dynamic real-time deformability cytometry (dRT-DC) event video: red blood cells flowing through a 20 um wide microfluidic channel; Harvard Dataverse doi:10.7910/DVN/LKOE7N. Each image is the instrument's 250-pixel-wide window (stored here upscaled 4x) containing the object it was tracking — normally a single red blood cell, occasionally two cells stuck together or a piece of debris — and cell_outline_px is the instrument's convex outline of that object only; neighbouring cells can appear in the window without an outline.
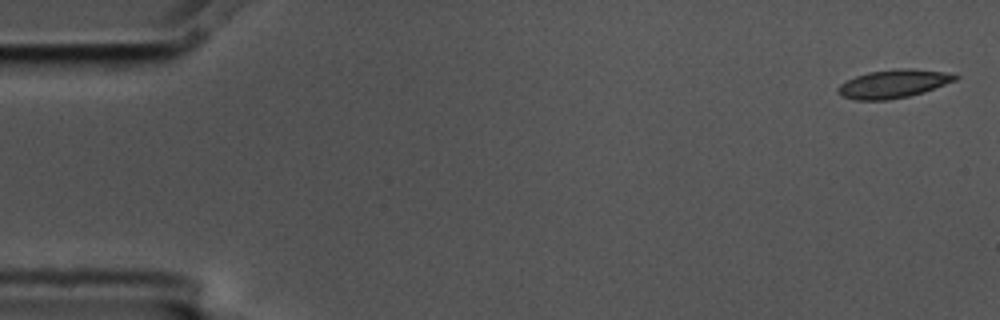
{"species": "common noctule bat (a hibernating species)", "species_latin": "Nyctalus noctula", "temperature_condition": "cold", "stored_images_in_passage": 5, "camera_frame_rate_fps": 3000, "um_per_image_px": 0.085, "animal": {"sex": "male", "body_mass_g": 17.5, "forearm_length_mm": 52.3}, "frame": {"image": 1, "passage_image": 1, "time_ms": 0.0, "image_size_px": [1000, 320], "cell_outline_px": [[960, 76], [956, 80], [924, 92], [908, 96], [888, 100], [856, 100], [840, 96], [836, 92], [836, 88], [840, 84], [856, 76], [868, 72], [900, 68], [908, 68], [944, 72]], "centroid_in_image_um": [75.89, 7.13], "position_along_channel_um": 9.1, "area_um2": 19.31}}
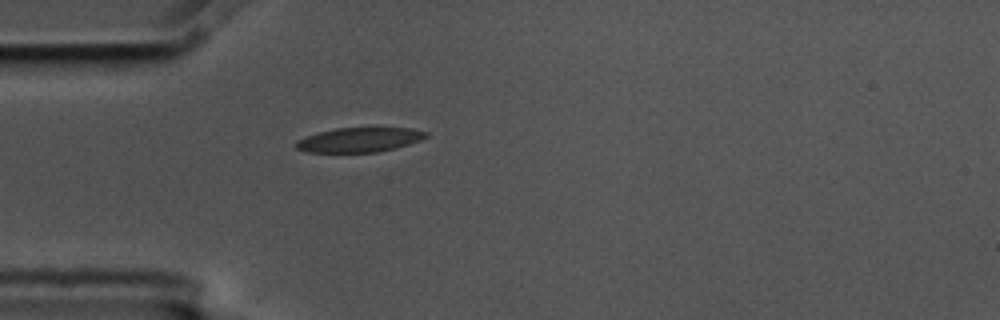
{"frame": {"image": 2, "passage_image": 5, "time_ms": 1.333, "image_size_px": [1000, 320], "cell_outline_px": [[428, 136], [420, 140], [396, 148], [376, 152], [308, 152], [296, 148], [292, 144], [296, 140], [320, 132], [336, 128], [412, 128], [428, 132]], "centroid_in_image_um": [30.54, 11.88], "position_along_channel_um": 54.5, "area_um2": 18.5}}